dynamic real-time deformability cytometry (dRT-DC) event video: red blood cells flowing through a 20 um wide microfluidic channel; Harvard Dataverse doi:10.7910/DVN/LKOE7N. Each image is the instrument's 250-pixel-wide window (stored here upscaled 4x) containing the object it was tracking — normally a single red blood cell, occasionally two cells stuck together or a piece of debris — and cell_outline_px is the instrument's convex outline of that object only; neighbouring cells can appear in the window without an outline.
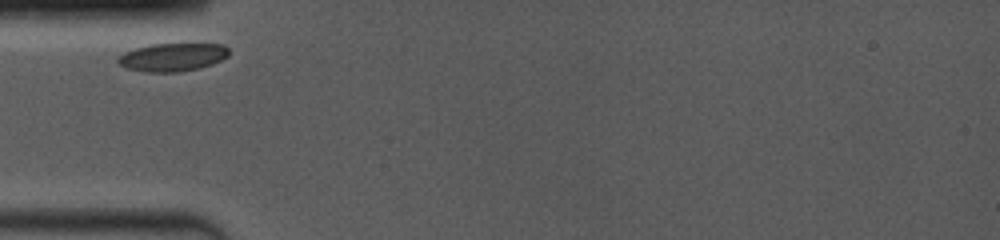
{"species": "common noctule bat (a hibernating species)", "species_latin": "Nyctalus noctula", "temperature_condition": "room temperature", "stored_images_in_passage": 18, "camera_frame_rate_fps": 4000, "um_per_image_px": 0.085, "animal": {"sex": "female", "body_mass_g": 19.0, "forearm_length_mm": 53.3}, "frame": {"image": 1, "passage_image": 1, "time_ms": 0.0, "image_size_px": [1000, 240], "cell_outline_px": [[228, 56], [212, 64], [200, 68], [176, 72], [144, 72], [124, 68], [116, 60], [116, 56], [124, 52], [136, 48], [152, 44], [224, 44], [228, 48]], "centroid_in_image_um": [14.62, 4.86], "position_along_channel_um": 70.4, "area_um2": 18.26}}
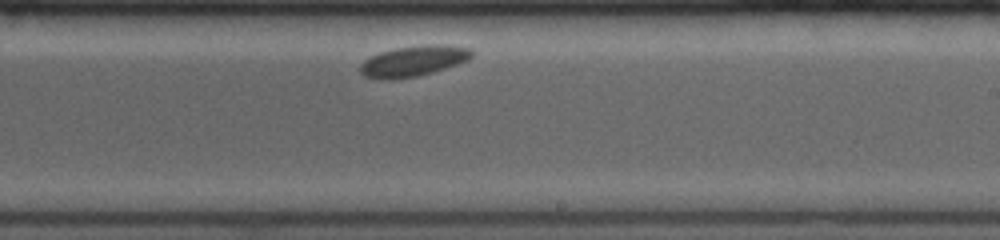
{"frame": {"image": 2, "passage_image": 11, "time_ms": 5.25, "image_size_px": [1000, 240], "cell_outline_px": [[472, 56], [468, 60], [432, 72], [416, 76], [392, 80], [384, 80], [364, 76], [360, 72], [360, 64], [364, 60], [380, 52], [396, 48], [424, 44], [444, 44], [468, 48], [472, 52]], "centroid_in_image_um": [35.11, 5.18], "position_along_channel_um": 253.9, "area_um2": 19.83}}
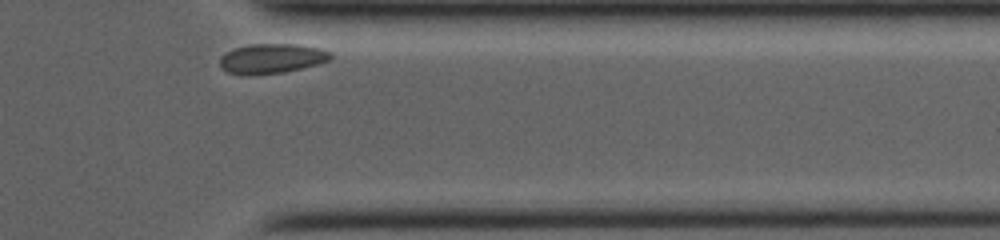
{"frame": {"image": 3, "passage_image": 18, "time_ms": 9.0, "image_size_px": [1000, 240], "cell_outline_px": [[332, 60], [284, 72], [228, 72], [220, 68], [220, 56], [224, 52], [236, 48], [252, 44], [300, 44], [320, 48], [332, 52]], "centroid_in_image_um": [23.16, 4.92], "position_along_channel_um": 388.2, "area_um2": 18.61}}